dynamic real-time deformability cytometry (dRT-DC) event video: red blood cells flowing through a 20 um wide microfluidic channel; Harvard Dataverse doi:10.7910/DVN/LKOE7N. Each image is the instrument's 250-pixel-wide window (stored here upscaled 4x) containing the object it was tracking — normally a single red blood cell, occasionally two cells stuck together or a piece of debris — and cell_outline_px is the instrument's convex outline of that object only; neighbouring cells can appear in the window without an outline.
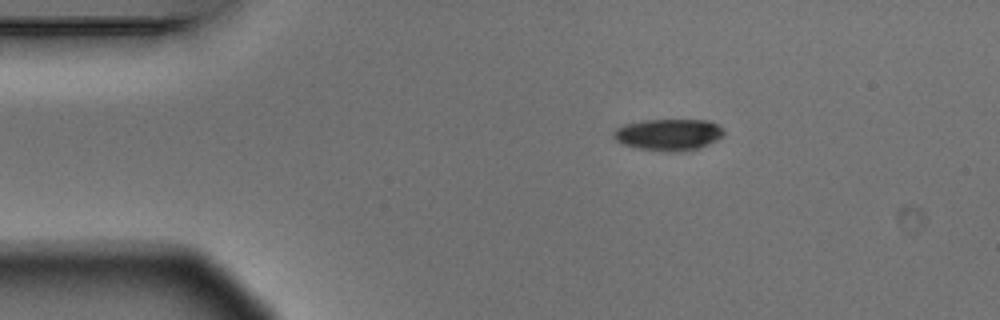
{"species": "Egyptian fruit bat (a non-hibernating species)", "species_latin": "Rousettus aegyptiacus", "temperature_condition": "warm", "stored_images_in_passage": 4, "camera_frame_rate_fps": 3000, "um_per_image_px": 0.085, "animal": {"sex": "male"}, "frame": {"image": 1, "passage_image": 3, "time_ms": 0.667, "image_size_px": [1000, 320], "cell_outline_px": [[724, 132], [716, 140], [696, 148], [680, 152], [664, 152], [636, 148], [624, 144], [616, 140], [612, 136], [612, 132], [616, 128], [624, 124], [644, 120], [712, 120]], "centroid_in_image_um": [56.76, 11.44], "position_along_channel_um": 28.2, "area_um2": 20.23}}